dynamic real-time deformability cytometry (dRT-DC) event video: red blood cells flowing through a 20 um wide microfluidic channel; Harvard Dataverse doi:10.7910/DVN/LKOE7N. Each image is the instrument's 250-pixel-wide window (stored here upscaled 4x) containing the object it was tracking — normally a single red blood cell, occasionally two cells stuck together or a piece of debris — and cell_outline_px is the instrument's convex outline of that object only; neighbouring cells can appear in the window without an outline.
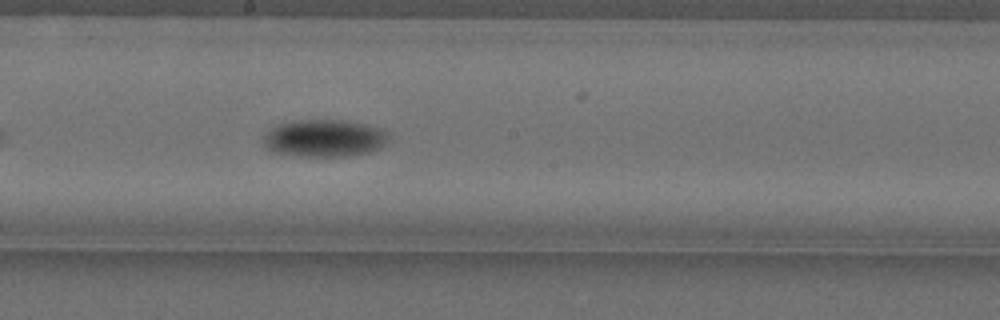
{"species": "Egyptian fruit bat (a non-hibernating species)", "species_latin": "Rousettus aegyptiacus", "temperature_condition": "cold", "stored_images_in_passage": 40, "camera_frame_rate_fps": 3000, "um_per_image_px": 0.085, "animal": {"sex": "female"}, "frame": {"image": 1, "passage_image": 17, "time_ms": 5.333, "image_size_px": [1000, 320], "cell_outline_px": [[388, 140], [380, 148], [368, 152], [348, 156], [296, 156], [272, 152], [264, 148], [264, 136], [276, 124], [296, 120], [348, 120], [368, 124], [380, 128], [388, 132]], "centroid_in_image_um": [27.57, 11.74], "position_along_channel_um": 220.6, "area_um2": 27.51}}
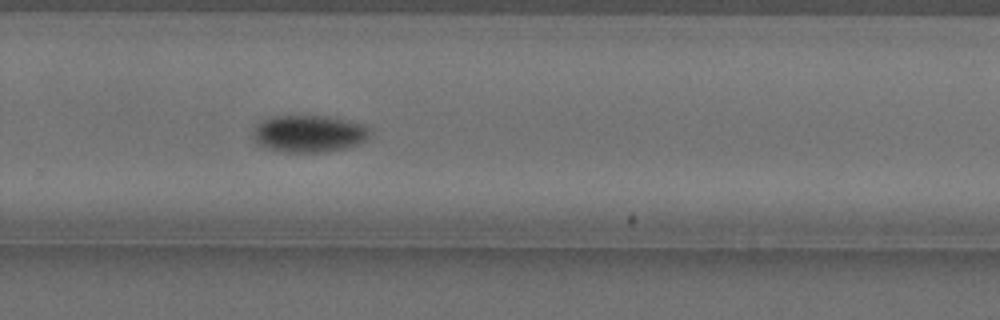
{"frame": {"image": 2, "passage_image": 24, "time_ms": 7.667, "image_size_px": [1000, 320], "cell_outline_px": [[372, 132], [360, 144], [348, 148], [320, 152], [284, 152], [268, 148], [256, 144], [252, 140], [252, 132], [256, 124], [272, 116], [328, 116], [364, 124]], "centroid_in_image_um": [26.24, 11.37], "position_along_channel_um": 303.6, "area_um2": 25.49}}
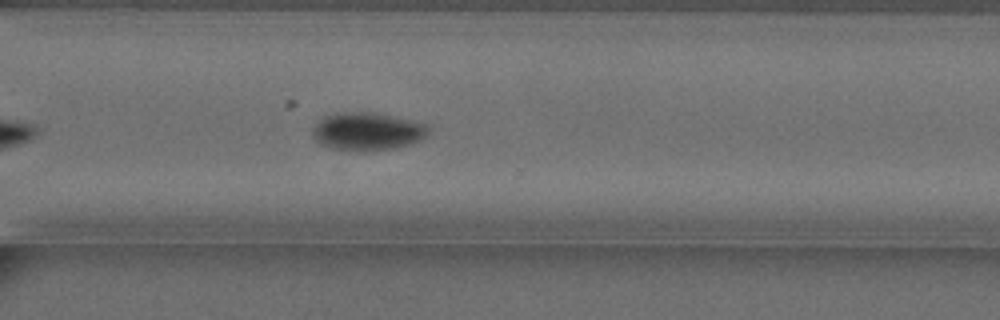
{"frame": {"image": 3, "passage_image": 27, "time_ms": 8.667, "image_size_px": [1000, 320], "cell_outline_px": [[428, 132], [420, 140], [396, 148], [364, 152], [356, 152], [328, 148], [320, 144], [312, 136], [312, 128], [324, 116], [336, 112], [376, 112], [412, 120], [428, 124]], "centroid_in_image_um": [31.18, 11.18], "position_along_channel_um": 339.4, "area_um2": 26.07}}